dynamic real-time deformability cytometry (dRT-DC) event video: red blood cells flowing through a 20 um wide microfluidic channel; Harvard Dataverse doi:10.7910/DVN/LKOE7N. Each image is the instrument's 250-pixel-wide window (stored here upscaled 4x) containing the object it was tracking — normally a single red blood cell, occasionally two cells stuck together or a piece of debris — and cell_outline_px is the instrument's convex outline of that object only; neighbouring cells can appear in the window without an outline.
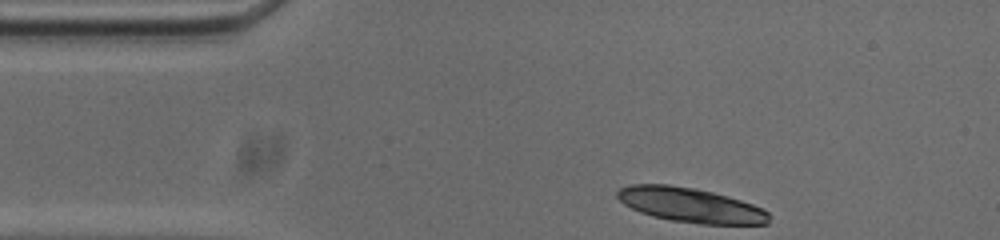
{"species": "common noctule bat (a hibernating species)", "species_latin": "Nyctalus noctula", "temperature_condition": "cold", "stored_images_in_passage": 38, "camera_frame_rate_fps": 3000, "um_per_image_px": 0.085, "animal": {"sex": "male", "body_mass_g": 20.0, "forearm_length_mm": 53.3}, "frame": {"image": 1, "passage_image": 1, "time_ms": 0.0, "image_size_px": [1000, 240], "cell_outline_px": [[768, 224], [700, 224], [672, 220], [652, 216], [640, 212], [624, 204], [616, 196], [616, 192], [620, 188], [632, 184], [668, 184], [696, 188], [728, 196], [752, 204], [768, 212]], "centroid_in_image_um": [58.66, 17.42], "position_along_channel_um": 26.3, "area_um2": 30.4}}
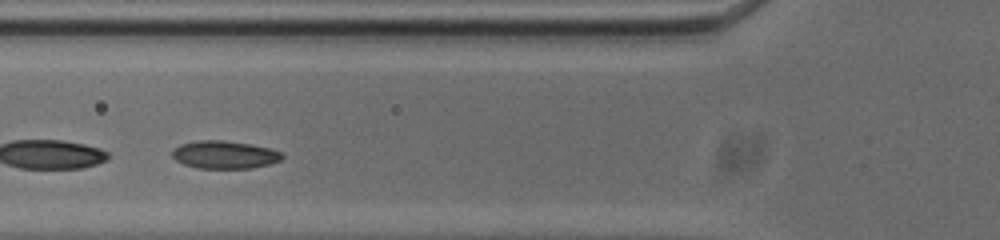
{"frame": {"image": 2, "passage_image": 12, "time_ms": 3.667, "image_size_px": [1000, 240], "cell_outline_px": [[284, 156], [280, 160], [268, 164], [252, 168], [196, 168], [184, 164], [176, 160], [172, 156], [172, 152], [180, 144], [200, 140], [224, 140], [252, 144], [272, 148], [280, 152]], "centroid_in_image_um": [19.1, 13.14], "position_along_channel_um": 106.7, "area_um2": 17.8}}
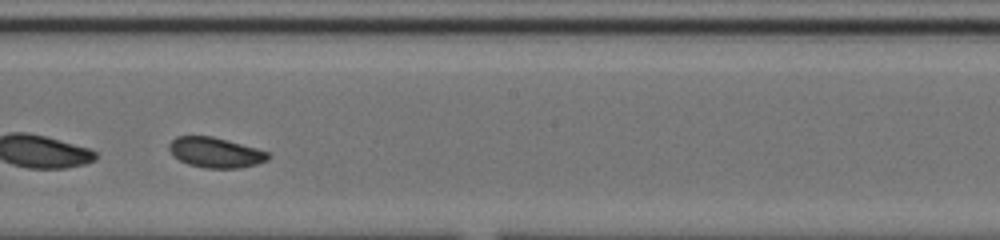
{"frame": {"image": 3, "passage_image": 22, "time_ms": 7.0, "image_size_px": [1000, 240], "cell_outline_px": [[272, 156], [268, 160], [256, 164], [240, 168], [204, 168], [188, 164], [172, 156], [168, 148], [168, 144], [176, 136], [212, 136], [228, 140], [256, 148], [268, 152]], "centroid_in_image_um": [18.3, 12.96], "position_along_channel_um": 229.9, "area_um2": 17.57}, "authors_computed_cell_mechanics": {"area_um2": 17.7446, "velocity_mm_per_s": 3.707, "shape_relaxation_time_tau1_ms": 3.2573, "shape_relaxation_time_tau2_ms": 4.4957, "deformation_change_tau1": 0.1074, "deformation_change_tau2": 0.0844}}